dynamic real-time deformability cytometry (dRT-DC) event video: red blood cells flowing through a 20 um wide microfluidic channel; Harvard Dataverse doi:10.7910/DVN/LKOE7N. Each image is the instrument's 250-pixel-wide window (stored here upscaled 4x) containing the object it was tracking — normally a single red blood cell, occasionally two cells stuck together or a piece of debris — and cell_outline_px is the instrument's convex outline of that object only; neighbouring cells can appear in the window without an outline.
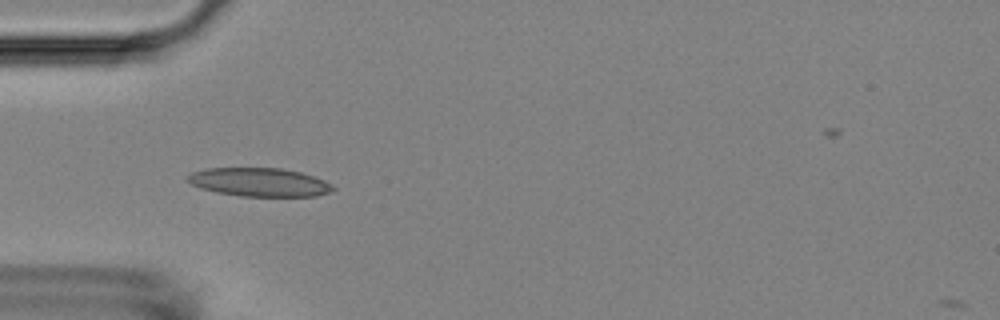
{"species": "Egyptian fruit bat (a non-hibernating species)", "species_latin": "Rousettus aegyptiacus", "temperature_condition": "room temperature", "stored_images_in_passage": 5, "camera_frame_rate_fps": 3000, "um_per_image_px": 0.085, "animal": {"sex": "female"}, "frame": {"image": 1, "passage_image": 4, "time_ms": 4.667, "image_size_px": [1000, 320], "cell_outline_px": [[336, 188], [328, 192], [316, 196], [240, 196], [216, 192], [200, 188], [184, 180], [192, 172], [204, 168], [280, 168], [300, 172], [312, 176]], "centroid_in_image_um": [21.96, 15.48], "position_along_channel_um": 63.0, "area_um2": 23.93}}
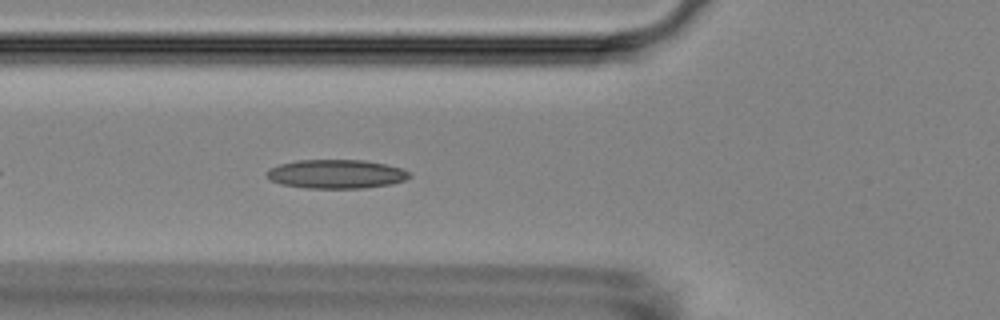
{"frame": {"image": 2, "passage_image": 5, "time_ms": 5.667, "image_size_px": [1000, 320], "cell_outline_px": [[412, 176], [404, 180], [388, 184], [364, 188], [304, 188], [280, 184], [264, 176], [268, 168], [280, 164], [296, 160], [364, 160], [384, 164], [400, 168], [412, 172]], "centroid_in_image_um": [28.54, 14.79], "position_along_channel_um": 97.3, "area_um2": 24.1}}